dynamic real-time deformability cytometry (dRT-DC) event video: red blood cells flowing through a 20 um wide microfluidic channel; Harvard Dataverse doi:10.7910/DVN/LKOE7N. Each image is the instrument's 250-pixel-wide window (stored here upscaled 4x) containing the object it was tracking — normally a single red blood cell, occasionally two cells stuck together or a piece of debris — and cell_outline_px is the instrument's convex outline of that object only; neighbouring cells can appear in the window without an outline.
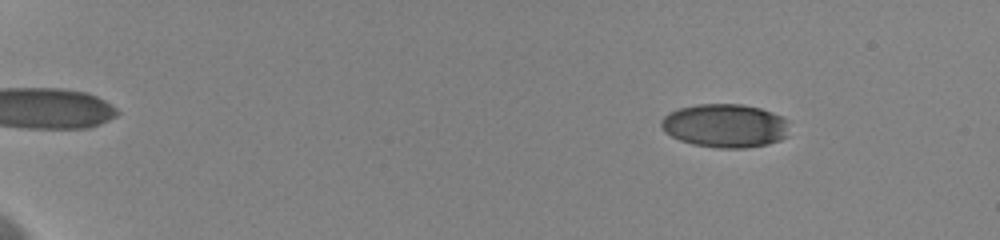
{"species": "human", "species_latin": "Homo sapiens", "temperature_condition": "cold", "stored_images_in_passage": 18, "camera_frame_rate_fps": 3000, "um_per_image_px": 0.085, "donor": {"sex": "female"}, "frame": {"image": 1, "passage_image": 2, "time_ms": 0.667, "image_size_px": [1000, 240], "cell_outline_px": [[788, 136], [780, 140], [768, 144], [744, 148], [720, 148], [692, 144], [680, 140], [664, 132], [660, 124], [660, 120], [668, 112], [680, 108], [696, 104], [744, 104], [760, 108], [772, 112], [788, 120]], "centroid_in_image_um": [61.63, 10.68], "position_along_channel_um": 23.4, "area_um2": 32.77}}
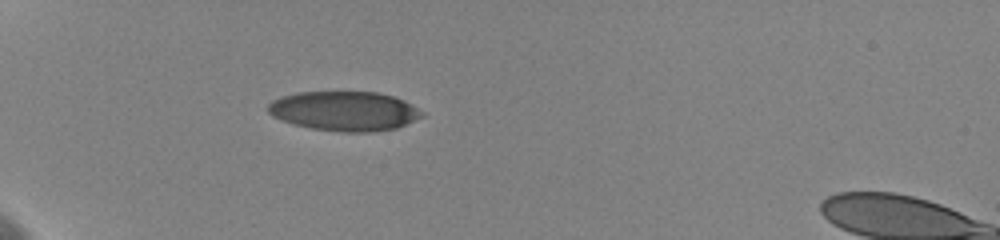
{"frame": {"image": 2, "passage_image": 11, "time_ms": 4.667, "image_size_px": [1000, 240], "cell_outline_px": [[424, 116], [396, 128], [368, 132], [344, 132], [312, 128], [292, 124], [280, 120], [272, 116], [268, 112], [268, 104], [272, 100], [280, 96], [296, 92], [376, 92], [392, 96], [404, 100], [412, 104], [424, 112]], "centroid_in_image_um": [29.25, 9.43], "position_along_channel_um": 55.7, "area_um2": 35.55}}